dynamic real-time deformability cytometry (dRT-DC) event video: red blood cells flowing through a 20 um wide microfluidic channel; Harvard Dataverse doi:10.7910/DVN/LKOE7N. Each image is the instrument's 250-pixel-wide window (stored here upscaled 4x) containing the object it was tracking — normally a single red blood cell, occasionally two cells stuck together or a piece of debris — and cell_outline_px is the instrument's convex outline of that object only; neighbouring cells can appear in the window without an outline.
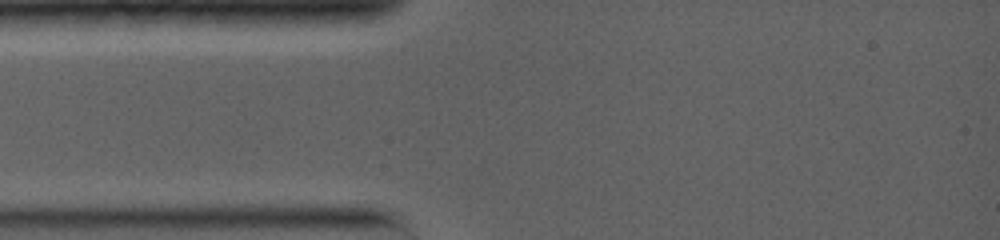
{"species": "common noctule bat (a hibernating species)", "species_latin": "Nyctalus noctula", "temperature_condition": "warm", "stored_images_in_passage": 1, "camera_frame_rate_fps": 5000, "um_per_image_px": 0.085, "animal": {"sex": "female", "body_mass_g": 19.0, "forearm_length_mm": 56.7}, "frame": {"image": 1, "passage_image": 1, "time_ms": 0.0, "image_size_px": [1000, 240], "cell_outline_px": [[916, 220], [912, 224], [896, 224], [840, 192], [880, 164], [908, 200], [912, 208]], "centroid_in_image_um": [74.94, 16.71], "position_along_channel_um": 10.1, "area_um2": 16.13}}